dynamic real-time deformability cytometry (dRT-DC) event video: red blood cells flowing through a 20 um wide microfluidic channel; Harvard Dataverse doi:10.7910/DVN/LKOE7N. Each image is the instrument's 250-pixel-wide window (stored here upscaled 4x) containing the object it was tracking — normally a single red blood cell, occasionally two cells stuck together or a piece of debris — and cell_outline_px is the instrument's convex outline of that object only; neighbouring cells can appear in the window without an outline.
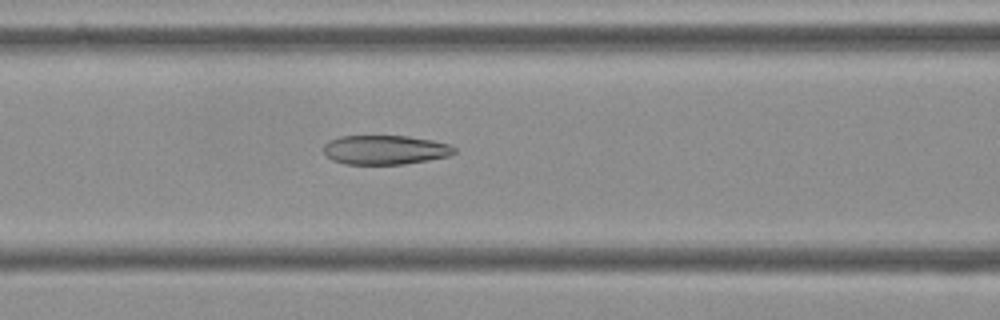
{"species": "Egyptian fruit bat (a non-hibernating species)", "species_latin": "Rousettus aegyptiacus", "temperature_condition": "cold", "stored_images_in_passage": 53, "camera_frame_rate_fps": 3000, "um_per_image_px": 0.085, "frame": {"image": 1, "passage_image": 23, "time_ms": 7.333, "image_size_px": [1000, 320], "cell_outline_px": [[456, 152], [448, 156], [428, 160], [404, 164], [344, 164], [332, 160], [324, 152], [324, 144], [328, 140], [340, 136], [408, 136], [432, 140], [448, 144], [456, 148]], "centroid_in_image_um": [32.72, 12.73], "position_along_channel_um": 133.9, "area_um2": 22.31}}
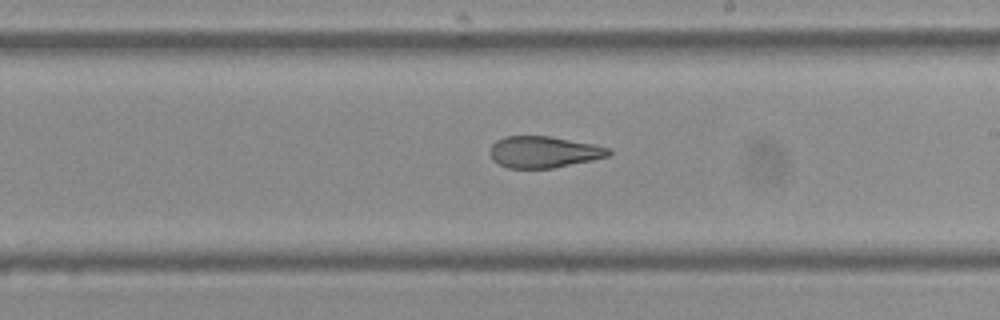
{"frame": {"image": 2, "passage_image": 32, "time_ms": 10.333, "image_size_px": [1000, 320], "cell_outline_px": [[612, 152], [608, 156], [592, 160], [552, 168], [508, 168], [492, 160], [488, 152], [492, 144], [496, 140], [504, 136], [548, 136], [592, 144], [608, 148]], "centroid_in_image_um": [46.16, 12.92], "position_along_channel_um": 242.8, "area_um2": 21.68}}
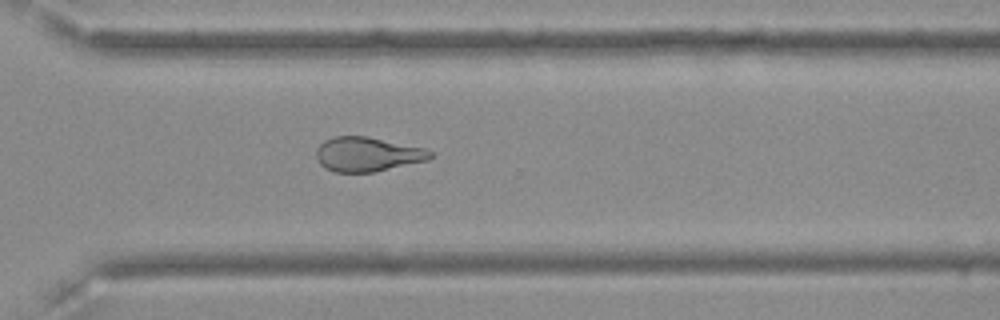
{"frame": {"image": 3, "passage_image": 40, "time_ms": 13.0, "image_size_px": [1000, 320], "cell_outline_px": [[432, 156], [428, 160], [376, 172], [336, 172], [324, 168], [320, 164], [316, 156], [316, 148], [324, 140], [332, 136], [368, 136], [424, 148], [432, 152]], "centroid_in_image_um": [31.21, 13.11], "position_along_channel_um": 339.4, "area_um2": 23.0}, "authors_computed_cell_mechanics": {"area_um2": 23.987, "velocity_mm_per_s": 3.6318, "shape_relaxation_time_tau1_ms": null, "shape_relaxation_time_tau2_ms": 2.8821, "deformation_change_tau1": null, "deformation_change_tau2": 0.1087}}